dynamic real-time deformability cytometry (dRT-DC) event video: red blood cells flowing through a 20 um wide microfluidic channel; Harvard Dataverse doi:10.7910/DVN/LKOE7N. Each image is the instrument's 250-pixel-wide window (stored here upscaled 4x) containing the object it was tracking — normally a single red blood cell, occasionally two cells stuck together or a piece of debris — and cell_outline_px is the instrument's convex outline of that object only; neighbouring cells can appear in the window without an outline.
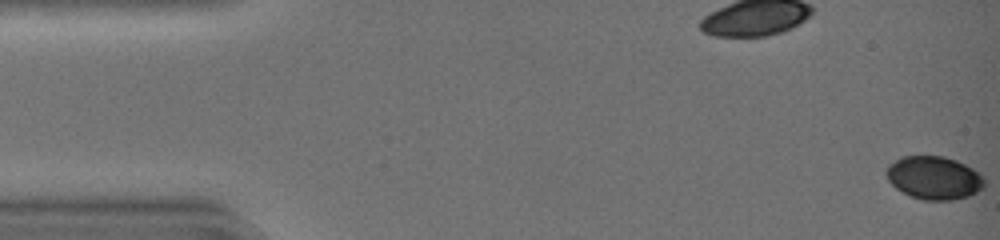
{"species": "common noctule bat (a hibernating species)", "species_latin": "Nyctalus noctula", "temperature_condition": "warm", "stored_images_in_passage": 33, "camera_frame_rate_fps": 3000, "um_per_image_px": 0.085, "animal": {"sex": "female", "body_mass_g": 19.0, "forearm_length_mm": 51.5}, "frame": {"image": 1, "passage_image": 1, "time_ms": 0.0, "image_size_px": [1000, 240], "cell_outline_px": [[984, 188], [968, 196], [952, 200], [924, 200], [912, 196], [896, 188], [888, 180], [884, 172], [888, 164], [900, 156], [944, 156], [956, 160], [980, 172], [984, 180]], "centroid_in_image_um": [79.37, 15.1], "position_along_channel_um": 5.6, "area_um2": 24.74}}
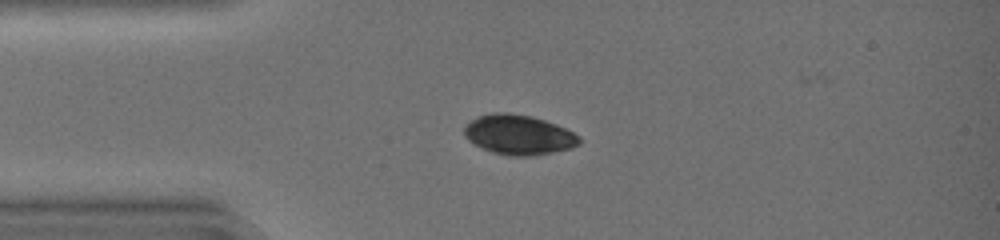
{"frame": {"image": 2, "passage_image": 12, "time_ms": 3.667, "image_size_px": [1000, 240], "cell_outline_px": [[580, 144], [572, 148], [532, 156], [508, 156], [492, 152], [468, 140], [464, 136], [464, 124], [476, 116], [492, 112], [508, 112], [532, 116], [556, 124], [580, 136]], "centroid_in_image_um": [44.06, 11.44], "position_along_channel_um": 40.9, "area_um2": 26.88}}
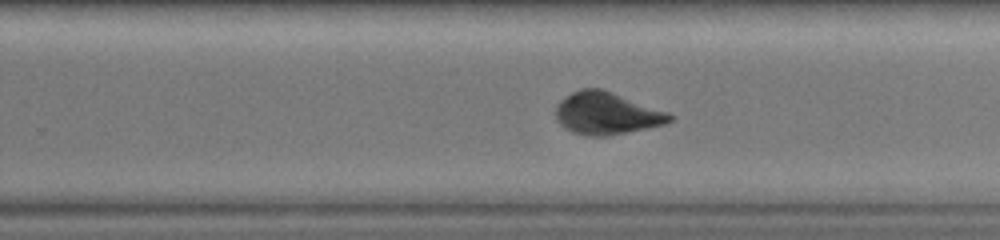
{"frame": {"image": 3, "passage_image": 30, "time_ms": 9.667, "image_size_px": [1000, 240], "cell_outline_px": [[676, 116], [672, 120], [664, 124], [648, 128], [608, 136], [588, 136], [572, 132], [564, 128], [560, 124], [556, 116], [556, 104], [564, 96], [580, 88], [600, 88], [612, 92], [668, 112]], "centroid_in_image_um": [51.55, 9.64], "position_along_channel_um": 278.3, "area_um2": 28.15}}